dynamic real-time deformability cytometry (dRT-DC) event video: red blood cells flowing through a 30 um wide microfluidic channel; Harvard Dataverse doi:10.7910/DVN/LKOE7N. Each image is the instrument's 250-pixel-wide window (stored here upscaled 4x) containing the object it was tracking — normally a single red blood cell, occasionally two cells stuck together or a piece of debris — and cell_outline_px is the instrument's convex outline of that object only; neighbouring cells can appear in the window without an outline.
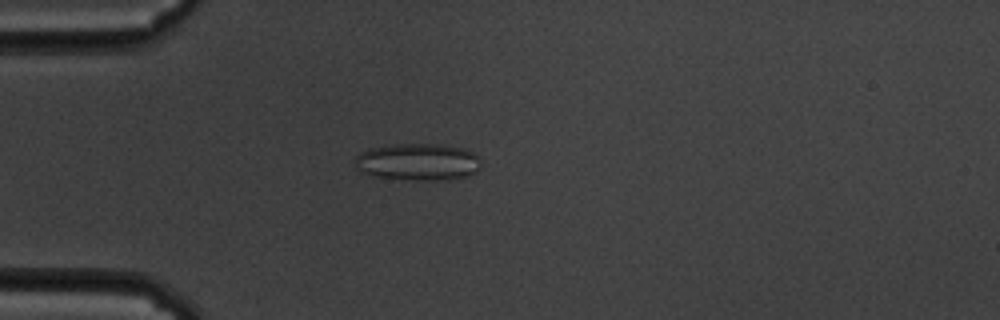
{"species": "common noctule bat (a hibernating species)", "species_latin": "Nyctalus noctula", "temperature_condition": "cold", "stored_images_in_passage": 59, "camera_frame_rate_fps": 3000, "um_per_image_px": 0.085, "animal": {"sex": "male", "body_mass_g": 19.5, "forearm_length_mm": 54.6}, "frame": {"image": 1, "passage_image": 16, "time_ms": 5.0, "image_size_px": [1000, 320], "cell_outline_px": [[480, 168], [476, 172], [468, 176], [440, 180], [416, 180], [372, 176], [360, 172], [356, 168], [356, 156], [360, 152], [368, 148], [388, 144], [440, 144], [464, 148], [472, 152], [480, 160]], "centroid_in_image_um": [35.5, 13.75], "position_along_channel_um": 49.5, "area_um2": 27.46}}
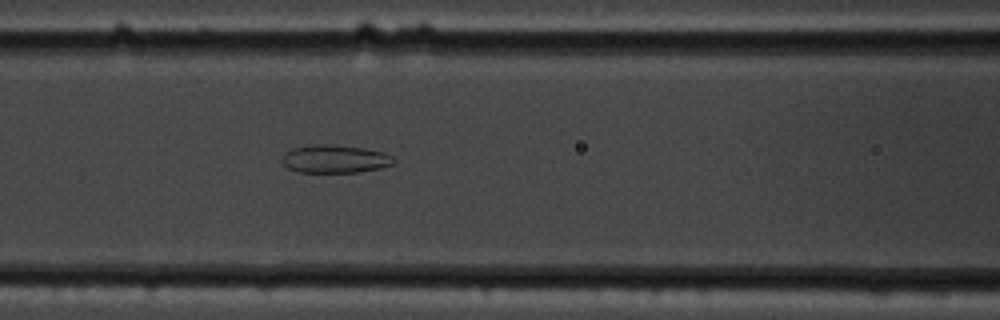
{"frame": {"image": 2, "passage_image": 25, "time_ms": 8.0, "image_size_px": [1000, 320], "cell_outline_px": [[396, 160], [392, 164], [380, 168], [360, 172], [300, 172], [288, 168], [284, 164], [284, 156], [292, 148], [312, 144], [332, 144], [364, 148], [384, 152], [392, 156]], "centroid_in_image_um": [28.52, 13.5], "position_along_channel_um": 138.1, "area_um2": 18.15}}
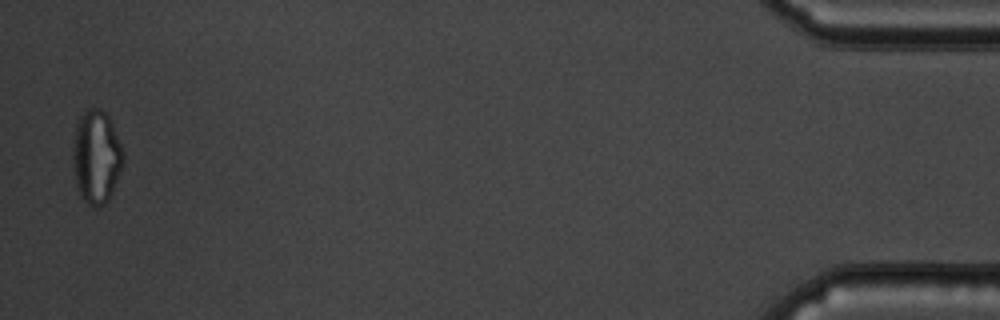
{"frame": {"image": 3, "passage_image": 58, "time_ms": 19.0, "image_size_px": [1000, 320], "cell_outline_px": [[124, 164], [112, 192], [108, 200], [104, 204], [88, 204], [80, 196], [76, 184], [72, 164], [72, 144], [76, 120], [88, 108], [100, 108], [108, 116], [124, 152]], "centroid_in_image_um": [8.17, 13.3], "position_along_channel_um": 427.0, "area_um2": 27.57}, "authors_computed_cell_mechanics": {"area_um2": 24.7384, "velocity_mm_per_s": 3.4055, "shape_relaxation_time_tau1_ms": null, "shape_relaxation_time_tau2_ms": 2.2921, "deformation_change_tau1": null, "deformation_change_tau2": 0.0986}}